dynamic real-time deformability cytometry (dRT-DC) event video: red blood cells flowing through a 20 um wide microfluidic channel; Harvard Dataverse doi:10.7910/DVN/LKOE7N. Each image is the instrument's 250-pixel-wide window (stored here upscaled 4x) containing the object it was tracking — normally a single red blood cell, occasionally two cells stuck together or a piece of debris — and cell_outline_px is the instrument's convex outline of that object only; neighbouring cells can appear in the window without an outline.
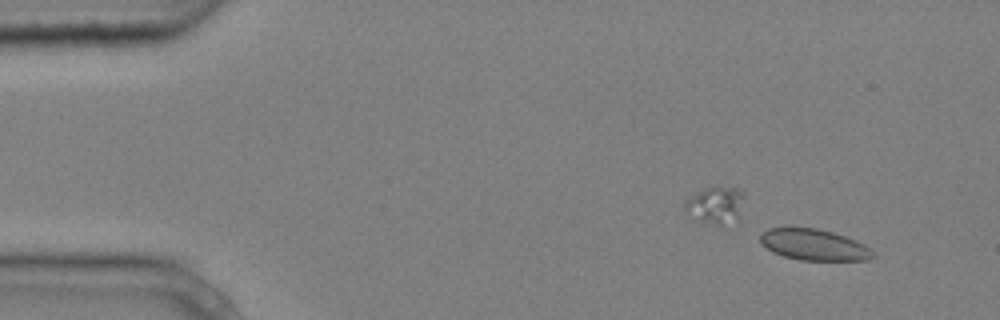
{"species": "common noctule bat (a hibernating species)", "species_latin": "Nyctalus noctula", "temperature_condition": "cold", "stored_images_in_passage": 6, "camera_frame_rate_fps": 3000, "um_per_image_px": 0.085, "animal": {"sex": "male", "body_mass_g": 20.4}, "frame": {"image": 1, "passage_image": 2, "time_ms": 0.333, "image_size_px": [1000, 320], "cell_outline_px": [[876, 256], [868, 260], [800, 260], [784, 256], [772, 252], [760, 244], [760, 236], [768, 228], [792, 224], [816, 228], [832, 232], [856, 240], [864, 244]], "centroid_in_image_um": [69.11, 20.76], "position_along_channel_um": 15.9, "area_um2": 21.04}}